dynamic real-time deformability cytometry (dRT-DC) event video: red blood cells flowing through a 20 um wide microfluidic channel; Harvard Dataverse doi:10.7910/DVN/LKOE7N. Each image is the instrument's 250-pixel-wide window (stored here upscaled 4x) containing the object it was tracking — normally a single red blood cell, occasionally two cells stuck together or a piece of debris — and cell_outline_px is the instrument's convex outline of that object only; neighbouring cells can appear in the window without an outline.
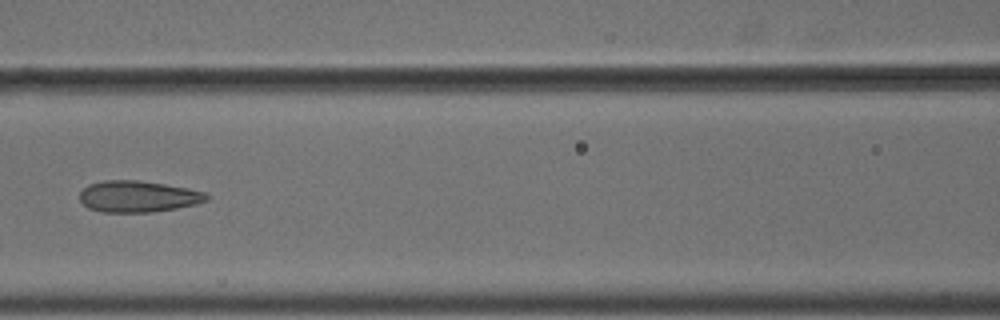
{"species": "common noctule bat (a hibernating species)", "species_latin": "Nyctalus noctula", "temperature_condition": "cold", "stored_images_in_passage": 9, "camera_frame_rate_fps": 3000, "um_per_image_px": 0.085, "animal": {"sex": "male", "body_mass_g": 18.8}, "frame": {"image": 1, "passage_image": 7, "time_ms": 2.0, "image_size_px": [1000, 320], "cell_outline_px": [[208, 200], [196, 204], [176, 208], [152, 212], [100, 212], [88, 208], [80, 200], [80, 192], [88, 184], [104, 180], [136, 180], [164, 184], [188, 188], [204, 192], [208, 196]], "centroid_in_image_um": [11.71, 16.7], "position_along_channel_um": 154.9, "area_um2": 23.18}}
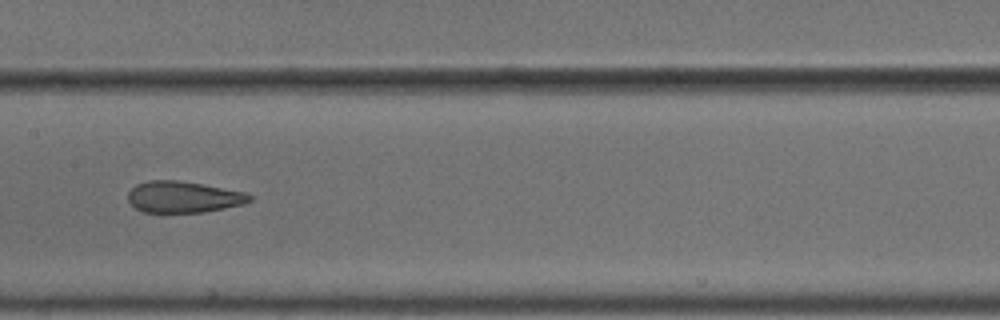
{"frame": {"image": 2, "passage_image": 8, "time_ms": 2.333, "image_size_px": [1000, 320], "cell_outline_px": [[252, 200], [244, 204], [204, 212], [144, 212], [136, 208], [128, 200], [128, 192], [136, 184], [148, 180], [180, 180], [248, 192], [252, 196]], "centroid_in_image_um": [15.62, 16.73], "position_along_channel_um": 191.8, "area_um2": 22.37}}
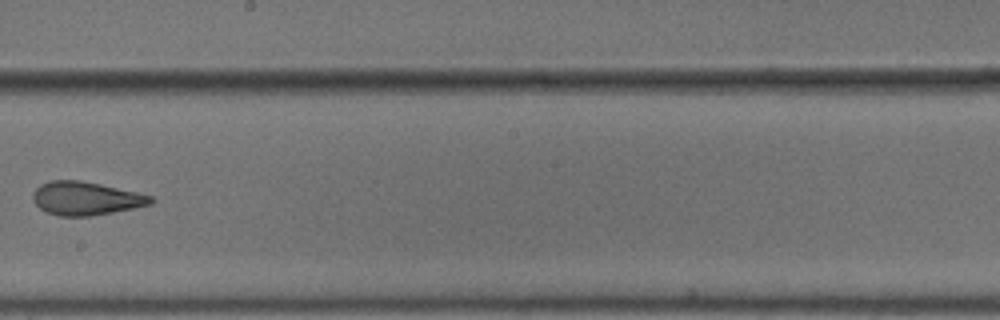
{"frame": {"image": 3, "passage_image": 9, "time_ms": 2.667, "image_size_px": [1000, 320], "cell_outline_px": [[156, 200], [152, 204], [112, 212], [88, 216], [60, 216], [48, 212], [40, 208], [36, 204], [32, 196], [36, 188], [40, 184], [48, 180], [80, 180], [100, 184], [136, 192], [152, 196]], "centroid_in_image_um": [7.29, 16.85], "position_along_channel_um": 240.9, "area_um2": 22.77}}